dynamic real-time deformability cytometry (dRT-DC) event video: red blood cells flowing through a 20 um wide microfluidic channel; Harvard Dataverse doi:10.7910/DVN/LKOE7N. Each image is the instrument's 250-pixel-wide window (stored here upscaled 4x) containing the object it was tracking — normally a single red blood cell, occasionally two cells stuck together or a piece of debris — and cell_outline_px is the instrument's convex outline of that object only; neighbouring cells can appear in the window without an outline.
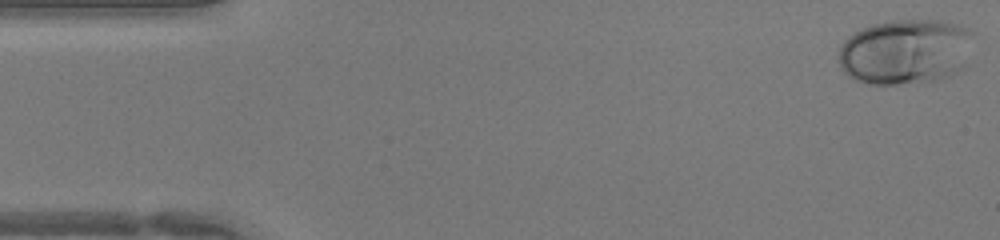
{"species": "human", "species_latin": "Homo sapiens", "temperature_condition": "warm", "stored_images_in_passage": 44, "camera_frame_rate_fps": 3000, "um_per_image_px": 0.085, "donor": {"sex": "female"}, "frame": {"image": 1, "passage_image": 1, "time_ms": 0.0, "image_size_px": [1000, 240], "cell_outline_px": [[972, 32], [964, 68], [948, 76], [936, 80], [896, 84], [872, 84], [856, 80], [848, 76], [844, 72], [840, 64], [840, 44], [848, 36], [860, 28], [872, 24], [892, 20], [940, 20], [956, 24], [968, 28]], "centroid_in_image_um": [76.93, 4.38], "position_along_channel_um": 8.1, "area_um2": 51.21}}
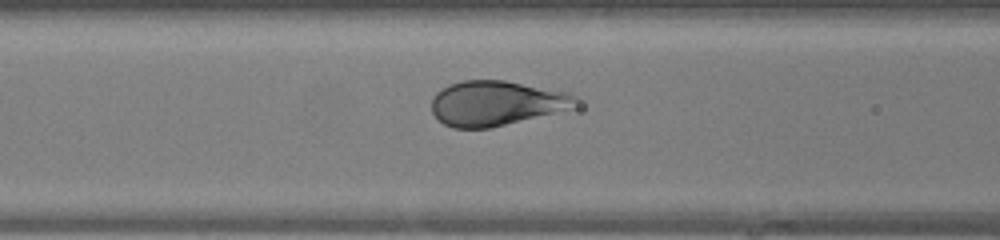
{"frame": {"image": 2, "passage_image": 17, "time_ms": 5.333, "image_size_px": [1000, 240], "cell_outline_px": [[580, 96], [572, 108], [488, 128], [452, 128], [444, 124], [432, 112], [432, 96], [436, 92], [448, 84], [464, 80], [504, 80], [572, 92]], "centroid_in_image_um": [42.18, 8.75], "position_along_channel_um": 124.4, "area_um2": 37.69}}
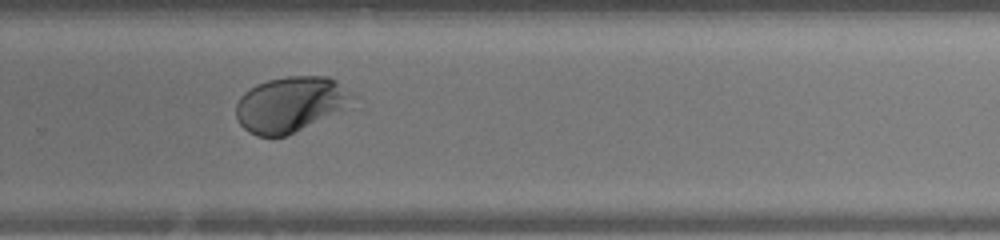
{"frame": {"image": 3, "passage_image": 29, "time_ms": 9.333, "image_size_px": [1000, 240], "cell_outline_px": [[360, 108], [284, 136], [256, 136], [248, 132], [240, 124], [236, 116], [236, 104], [240, 96], [244, 92], [256, 84], [268, 80], [288, 76], [328, 76], [336, 80], [360, 96]], "centroid_in_image_um": [24.92, 8.88], "position_along_channel_um": 304.9, "area_um2": 39.77}}